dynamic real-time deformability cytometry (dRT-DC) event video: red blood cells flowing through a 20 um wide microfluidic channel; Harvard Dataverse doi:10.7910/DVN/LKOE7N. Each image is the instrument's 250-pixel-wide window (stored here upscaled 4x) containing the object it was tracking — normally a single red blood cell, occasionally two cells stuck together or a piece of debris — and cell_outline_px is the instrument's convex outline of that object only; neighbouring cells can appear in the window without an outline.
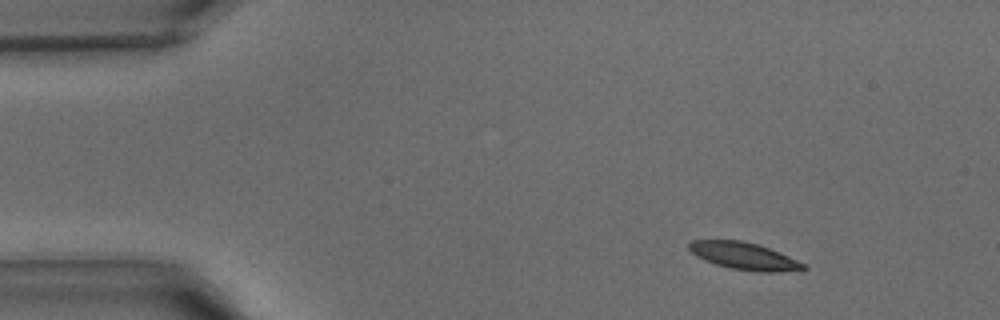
{"species": "common noctule bat (a hibernating species)", "species_latin": "Nyctalus noctula", "temperature_condition": "warm", "stored_images_in_passage": 4, "camera_frame_rate_fps": 3000, "um_per_image_px": 0.085, "animal": {"sex": "male", "body_mass_g": 15.6}, "frame": {"image": 1, "passage_image": 1, "time_ms": 0.0, "image_size_px": [1000, 320], "cell_outline_px": [[808, 268], [776, 272], [760, 272], [728, 268], [704, 260], [696, 256], [688, 248], [688, 244], [692, 240], [740, 240], [756, 244], [780, 252], [804, 264]], "centroid_in_image_um": [63.2, 21.76], "position_along_channel_um": 21.8, "area_um2": 17.92}}